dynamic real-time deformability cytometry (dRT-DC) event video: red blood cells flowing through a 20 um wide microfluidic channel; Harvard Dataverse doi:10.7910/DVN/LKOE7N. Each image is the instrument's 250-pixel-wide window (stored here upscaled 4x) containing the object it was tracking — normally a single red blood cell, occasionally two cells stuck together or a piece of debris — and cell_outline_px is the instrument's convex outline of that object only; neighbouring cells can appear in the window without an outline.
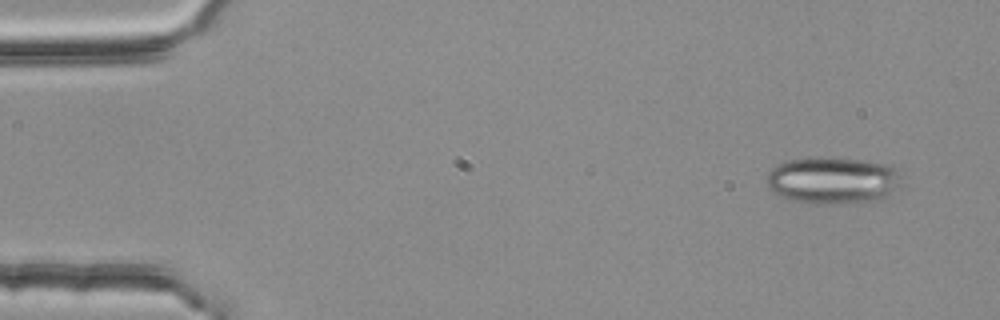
{"species": "common noctule bat (a hibernating species)", "species_latin": "Nyctalus noctula", "temperature_condition": "room temperature", "stored_images_in_passage": 3, "camera_frame_rate_fps": 3000, "um_per_image_px": 0.085, "animal": {"sex": "female", "body_mass_g": 25.1}, "frame": {"image": 1, "passage_image": 1, "time_ms": 0.0, "image_size_px": [1000, 320], "cell_outline_px": [[904, 172], [900, 188], [884, 200], [828, 204], [812, 204], [788, 200], [772, 192], [768, 188], [764, 180], [768, 172], [776, 164], [788, 160], [812, 156], [860, 160], [888, 164]], "centroid_in_image_um": [70.82, 15.34], "position_along_channel_um": 14.2, "area_um2": 38.21}}